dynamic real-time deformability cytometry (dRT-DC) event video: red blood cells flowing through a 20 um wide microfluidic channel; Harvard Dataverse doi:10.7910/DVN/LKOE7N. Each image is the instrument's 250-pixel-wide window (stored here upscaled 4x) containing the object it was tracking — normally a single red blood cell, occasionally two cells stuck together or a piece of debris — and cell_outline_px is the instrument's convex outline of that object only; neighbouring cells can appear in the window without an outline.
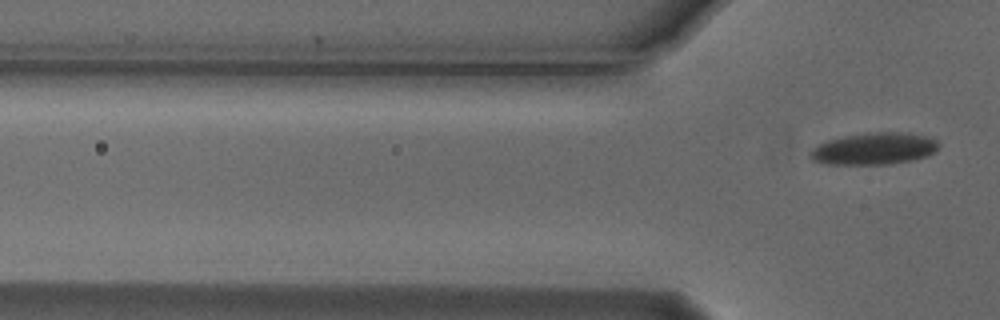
{"species": "Egyptian fruit bat (a non-hibernating species)", "species_latin": "Rousettus aegyptiacus", "temperature_condition": "cold", "stored_images_in_passage": 2, "camera_frame_rate_fps": 3000, "um_per_image_px": 0.085, "animal": {"sex": "male"}, "frame": {"image": 1, "passage_image": 2, "time_ms": 0.333, "image_size_px": [1000, 320], "cell_outline_px": [[940, 144], [936, 152], [928, 156], [912, 160], [892, 164], [828, 164], [812, 160], [808, 156], [808, 152], [812, 148], [828, 140], [844, 136], [868, 132], [908, 132], [928, 136], [936, 140]], "centroid_in_image_um": [74.33, 12.63], "position_along_channel_um": 51.5, "area_um2": 24.22}}